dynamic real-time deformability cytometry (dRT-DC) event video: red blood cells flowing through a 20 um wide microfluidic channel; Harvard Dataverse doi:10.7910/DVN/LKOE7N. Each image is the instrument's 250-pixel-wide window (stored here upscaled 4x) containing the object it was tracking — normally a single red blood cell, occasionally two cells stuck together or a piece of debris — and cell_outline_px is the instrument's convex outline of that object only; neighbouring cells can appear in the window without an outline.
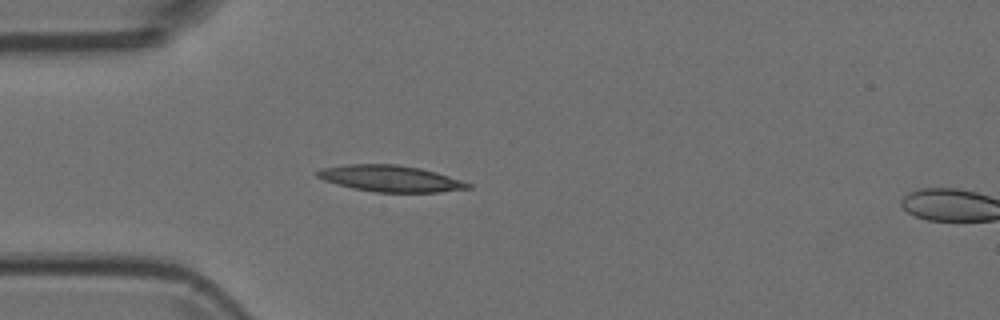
{"species": "Egyptian fruit bat (a non-hibernating species)", "species_latin": "Rousettus aegyptiacus", "temperature_condition": "room temperature", "stored_images_in_passage": 6, "camera_frame_rate_fps": 3000, "um_per_image_px": 0.085, "animal": {"sex": "female"}, "frame": {"image": 1, "passage_image": 5, "time_ms": 1.333, "image_size_px": [1000, 320], "cell_outline_px": [[472, 188], [440, 192], [376, 192], [352, 188], [336, 184], [324, 180], [316, 176], [316, 172], [320, 168], [344, 164], [396, 164], [420, 168], [436, 172], [472, 184]], "centroid_in_image_um": [33.16, 15.17], "position_along_channel_um": 51.8, "area_um2": 23.18}}